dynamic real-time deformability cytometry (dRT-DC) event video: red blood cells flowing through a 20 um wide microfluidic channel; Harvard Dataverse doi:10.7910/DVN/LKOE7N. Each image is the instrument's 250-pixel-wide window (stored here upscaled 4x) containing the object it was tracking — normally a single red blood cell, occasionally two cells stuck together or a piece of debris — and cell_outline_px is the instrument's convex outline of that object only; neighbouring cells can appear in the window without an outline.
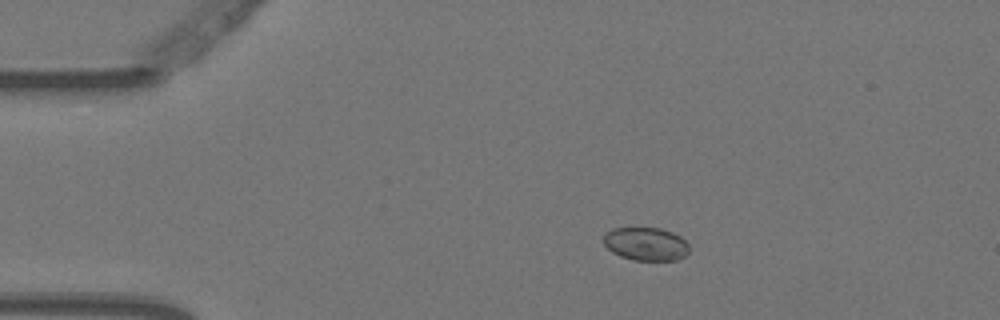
{"species": "Egyptian fruit bat (a non-hibernating species)", "species_latin": "Rousettus aegyptiacus", "temperature_condition": "warm", "stored_images_in_passage": 3, "camera_frame_rate_fps": 3000, "um_per_image_px": 0.085, "animal": {"sex": "female"}, "frame": {"image": 1, "passage_image": 3, "time_ms": 0.667, "image_size_px": [1000, 320], "cell_outline_px": [[688, 252], [684, 256], [676, 260], [632, 260], [620, 256], [612, 252], [604, 244], [604, 236], [612, 228], [660, 228], [672, 232], [680, 236], [688, 244]], "centroid_in_image_um": [54.9, 20.74], "position_along_channel_um": 30.1, "area_um2": 16.47}}